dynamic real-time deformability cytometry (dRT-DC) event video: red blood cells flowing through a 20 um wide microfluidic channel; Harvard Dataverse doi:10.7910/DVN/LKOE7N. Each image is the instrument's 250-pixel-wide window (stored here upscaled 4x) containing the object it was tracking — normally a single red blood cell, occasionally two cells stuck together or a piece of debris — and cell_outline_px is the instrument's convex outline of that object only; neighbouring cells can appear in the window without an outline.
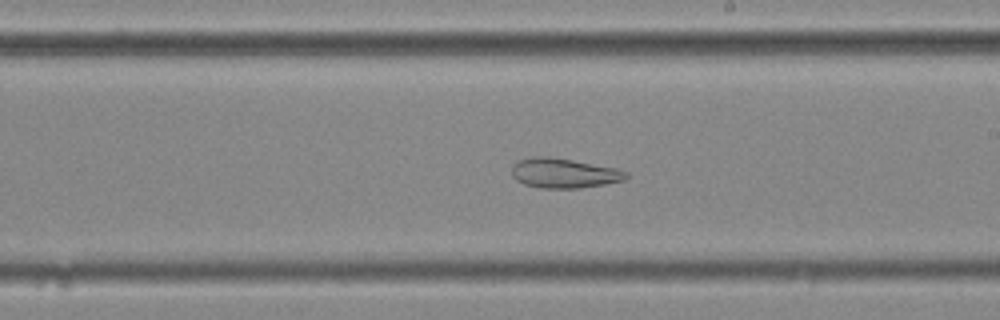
{"species": "common noctule bat (a hibernating species)", "species_latin": "Nyctalus noctula", "temperature_condition": "cold", "stored_images_in_passage": 55, "camera_frame_rate_fps": 3000, "um_per_image_px": 0.085, "animal": {"sex": "female", "body_mass_g": 25.1}, "frame": {"image": 1, "passage_image": 32, "time_ms": 10.333, "image_size_px": [1000, 320], "cell_outline_px": [[628, 176], [624, 180], [604, 184], [580, 188], [540, 188], [524, 184], [516, 180], [512, 176], [512, 164], [516, 160], [532, 156], [548, 156], [572, 160], [616, 168], [628, 172]], "centroid_in_image_um": [47.89, 14.71], "position_along_channel_um": 241.1, "area_um2": 19.94}}
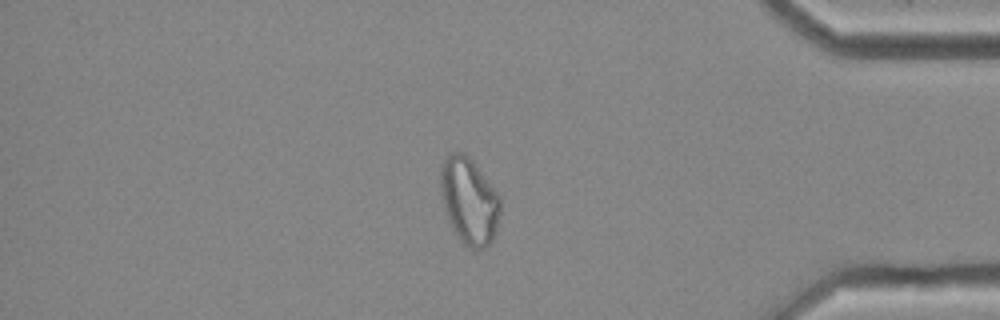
{"frame": {"image": 2, "passage_image": 47, "time_ms": 15.333, "image_size_px": [1000, 320], "cell_outline_px": [[500, 212], [496, 232], [492, 240], [484, 248], [472, 248], [464, 244], [448, 220], [444, 208], [440, 192], [440, 164], [452, 152], [464, 152], [472, 160], [500, 196]], "centroid_in_image_um": [39.87, 17.05], "position_along_channel_um": 395.3, "area_um2": 29.94}, "authors_computed_cell_mechanics": {"area_um2": 29.3046, "velocity_mm_per_s": 3.638, "shape_relaxation_time_tau1_ms": null, "shape_relaxation_time_tau2_ms": 2.5337, "deformation_change_tau1": null, "deformation_change_tau2": 0.095}}